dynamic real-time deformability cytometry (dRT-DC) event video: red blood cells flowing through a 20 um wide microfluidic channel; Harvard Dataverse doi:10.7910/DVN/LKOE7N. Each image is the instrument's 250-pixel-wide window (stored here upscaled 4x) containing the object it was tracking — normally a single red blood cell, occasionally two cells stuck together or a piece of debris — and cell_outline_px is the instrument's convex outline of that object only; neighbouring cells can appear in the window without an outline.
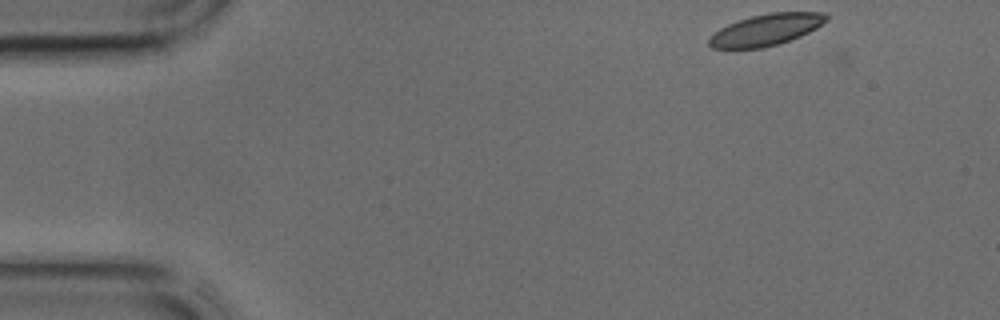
{"species": "common noctule bat (a hibernating species)", "species_latin": "Nyctalus noctula", "temperature_condition": "cold", "stored_images_in_passage": 32, "camera_frame_rate_fps": 3000, "um_per_image_px": 0.085, "animal": {"sex": "male", "body_mass_g": 17.9, "forearm_length_mm": 54.2}, "frame": {"image": 1, "passage_image": 1, "time_ms": 0.0, "image_size_px": [1000, 320], "cell_outline_px": [[828, 20], [816, 28], [800, 36], [764, 48], [712, 48], [708, 44], [708, 40], [720, 28], [728, 24], [752, 16], [768, 12], [824, 12], [828, 16]], "centroid_in_image_um": [65.14, 2.52], "position_along_channel_um": 19.9, "area_um2": 21.27}}
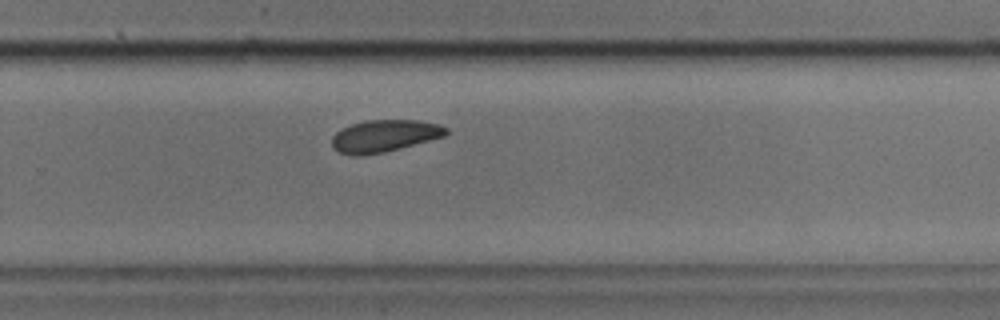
{"frame": {"image": 2, "passage_image": 25, "time_ms": 8.0, "image_size_px": [1000, 320], "cell_outline_px": [[448, 132], [444, 136], [400, 148], [384, 152], [360, 156], [352, 156], [340, 152], [332, 148], [332, 136], [340, 128], [364, 120], [416, 120], [440, 124], [448, 128]], "centroid_in_image_um": [32.64, 11.55], "position_along_channel_um": 297.2, "area_um2": 21.44}}
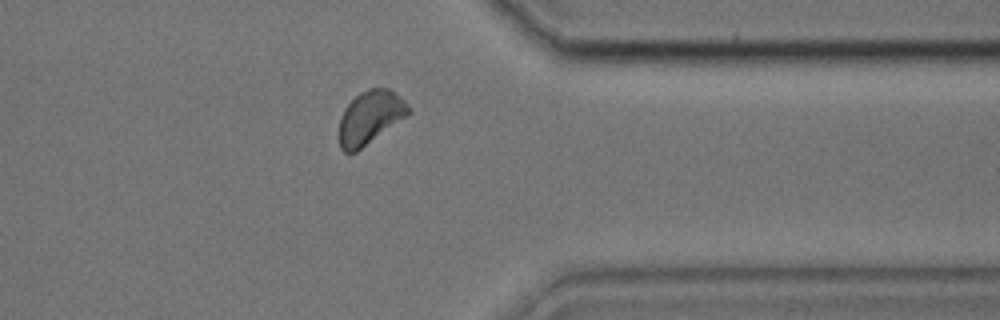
{"frame": {"image": 3, "passage_image": 31, "time_ms": 10.0, "image_size_px": [1000, 320], "cell_outline_px": [[412, 112], [408, 116], [356, 152], [344, 152], [340, 148], [340, 116], [344, 108], [360, 92], [368, 88], [388, 88], [404, 100], [412, 108]], "centroid_in_image_um": [31.49, 9.97], "position_along_channel_um": 379.9, "area_um2": 21.56}}